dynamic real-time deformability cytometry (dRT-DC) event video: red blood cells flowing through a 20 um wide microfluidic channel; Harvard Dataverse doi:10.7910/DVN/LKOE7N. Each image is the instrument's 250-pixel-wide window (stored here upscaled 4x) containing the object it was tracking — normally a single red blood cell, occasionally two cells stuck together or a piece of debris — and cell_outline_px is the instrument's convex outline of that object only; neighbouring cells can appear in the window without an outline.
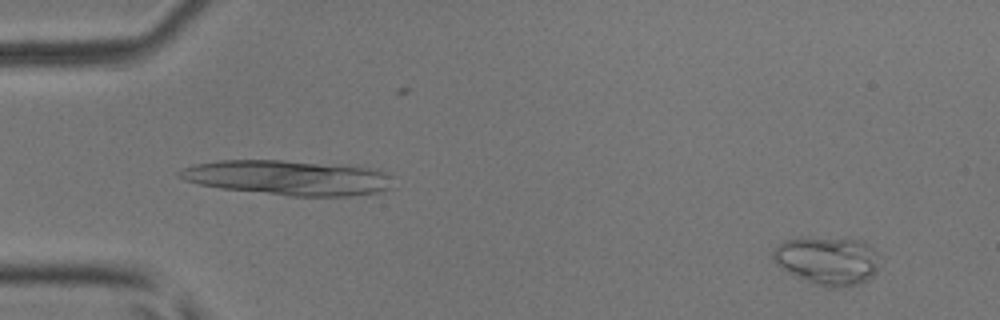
{"species": "common noctule bat (a hibernating species)", "species_latin": "Nyctalus noctula", "temperature_condition": "room temperature", "stored_images_in_passage": 4, "camera_frame_rate_fps": 3000, "um_per_image_px": 0.085, "animal": {"sex": "male", "body_mass_g": 17.9, "forearm_length_mm": 54.2}, "frame": {"image": 1, "passage_image": 4, "time_ms": 1.0, "image_size_px": [1000, 320], "cell_outline_px": [[880, 256], [876, 272], [868, 280], [856, 284], [840, 288], [832, 288], [816, 284], [788, 272], [776, 264], [772, 260], [772, 252], [784, 240], [808, 236], [864, 240]], "centroid_in_image_um": [70.35, 22.12], "position_along_channel_um": 14.6, "area_um2": 30.29}}